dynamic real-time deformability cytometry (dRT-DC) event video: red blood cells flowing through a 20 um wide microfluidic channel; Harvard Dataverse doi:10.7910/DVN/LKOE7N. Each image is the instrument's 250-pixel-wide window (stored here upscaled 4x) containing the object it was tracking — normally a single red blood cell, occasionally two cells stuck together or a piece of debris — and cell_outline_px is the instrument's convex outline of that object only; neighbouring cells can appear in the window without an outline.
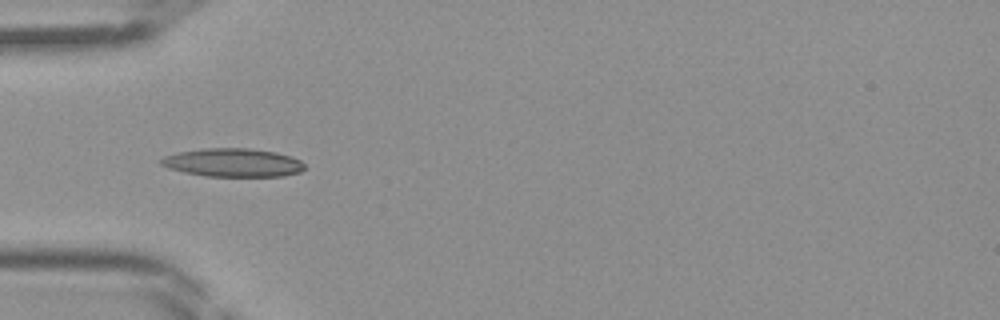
{"species": "Egyptian fruit bat (a non-hibernating species)", "species_latin": "Rousettus aegyptiacus", "temperature_condition": "room temperature", "stored_images_in_passage": 44, "camera_frame_rate_fps": 3000, "um_per_image_px": 0.085, "frame": {"image": 1, "passage_image": 14, "time_ms": 4.333, "image_size_px": [1000, 320], "cell_outline_px": [[304, 168], [300, 172], [284, 176], [204, 176], [184, 172], [168, 168], [160, 164], [160, 160], [164, 156], [176, 152], [200, 148], [248, 148], [276, 152], [292, 156], [300, 160], [304, 164]], "centroid_in_image_um": [19.78, 13.81], "position_along_channel_um": 65.2, "area_um2": 23.93}}
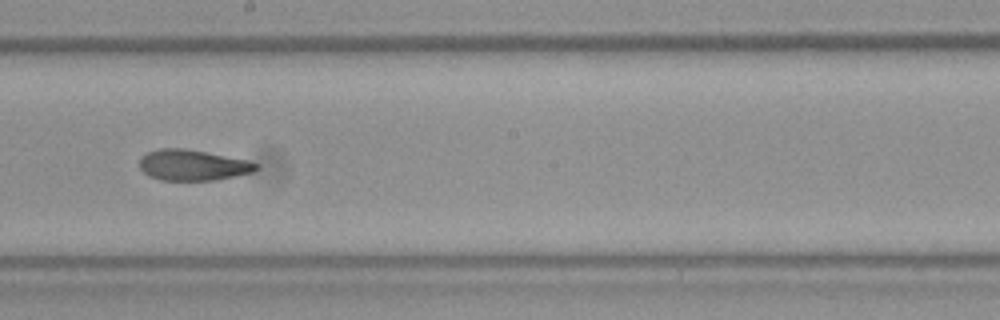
{"frame": {"image": 2, "passage_image": 25, "time_ms": 8.0, "image_size_px": [1000, 320], "cell_outline_px": [[260, 168], [252, 172], [216, 180], [160, 180], [148, 176], [140, 168], [140, 156], [148, 152], [160, 148], [184, 148], [248, 160], [260, 164]], "centroid_in_image_um": [16.39, 14.03], "position_along_channel_um": 231.8, "area_um2": 20.98}}
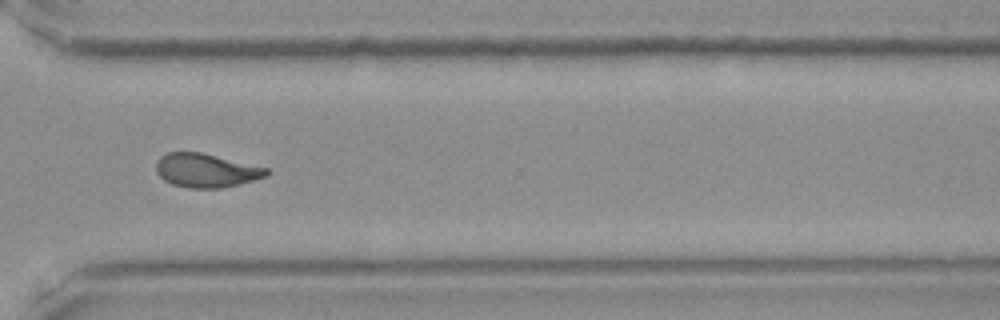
{"frame": {"image": 3, "passage_image": 33, "time_ms": 10.667, "image_size_px": [1000, 320], "cell_outline_px": [[272, 172], [268, 176], [220, 188], [188, 188], [172, 184], [164, 180], [156, 172], [156, 160], [160, 156], [168, 152], [200, 152], [268, 168]], "centroid_in_image_um": [17.5, 14.48], "position_along_channel_um": 353.1, "area_um2": 21.68}}